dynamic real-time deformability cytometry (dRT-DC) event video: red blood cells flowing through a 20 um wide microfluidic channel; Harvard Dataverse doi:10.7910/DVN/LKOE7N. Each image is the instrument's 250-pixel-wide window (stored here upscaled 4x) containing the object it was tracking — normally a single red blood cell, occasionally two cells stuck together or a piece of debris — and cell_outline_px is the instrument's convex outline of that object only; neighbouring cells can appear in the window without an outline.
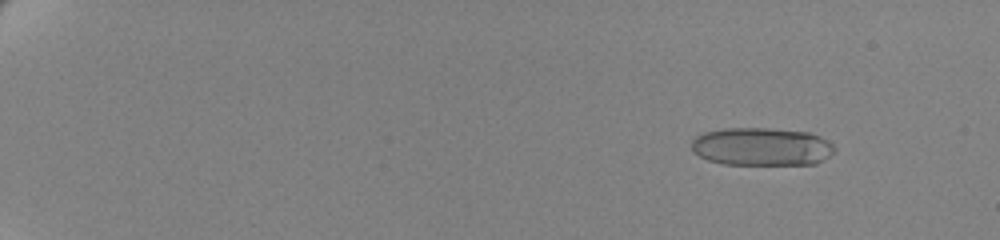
{"species": "human", "species_latin": "Homo sapiens", "temperature_condition": "cold", "stored_images_in_passage": 62, "camera_frame_rate_fps": 3000, "um_per_image_px": 0.085, "donor": {"sex": "female"}, "frame": {"image": 1, "passage_image": 8, "time_ms": 2.333, "image_size_px": [1000, 240], "cell_outline_px": [[836, 148], [828, 156], [816, 164], [724, 164], [708, 160], [692, 152], [692, 140], [696, 136], [704, 132], [724, 128], [768, 128], [808, 132], [820, 136], [828, 140]], "centroid_in_image_um": [64.73, 12.46], "position_along_channel_um": 20.3, "area_um2": 31.73}}
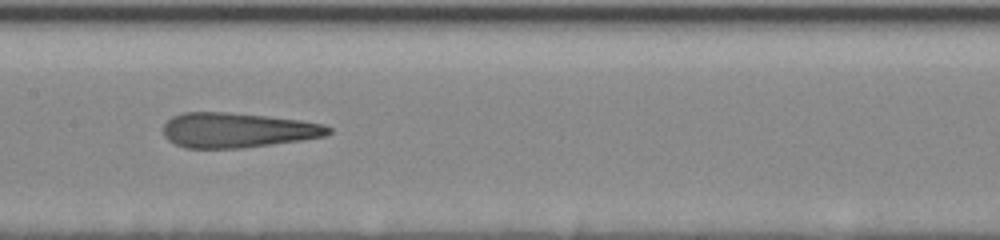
{"frame": {"image": 2, "passage_image": 36, "time_ms": 11.667, "image_size_px": [1000, 240], "cell_outline_px": [[332, 132], [324, 136], [300, 140], [244, 148], [184, 148], [168, 140], [164, 136], [164, 124], [172, 116], [184, 112], [228, 112], [268, 116], [300, 120], [324, 124], [332, 128]], "centroid_in_image_um": [20.18, 11.06], "position_along_channel_um": 187.2, "area_um2": 33.64}}
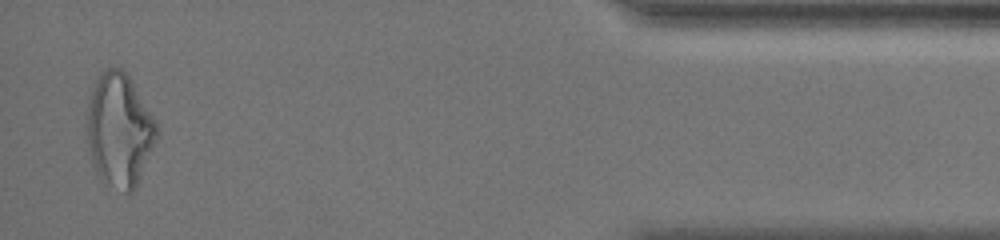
{"frame": {"image": 3, "passage_image": 61, "time_ms": 20.0, "image_size_px": [1000, 240], "cell_outline_px": [[156, 140], [136, 188], [132, 192], [124, 192], [104, 184], [96, 172], [92, 164], [88, 144], [88, 104], [92, 88], [96, 80], [104, 68], [120, 68], [128, 76], [156, 124]], "centroid_in_image_um": [10.12, 11.11], "position_along_channel_um": 425.1, "area_um2": 45.32}, "authors_computed_cell_mechanics": {"area_um2": 33.9286, "velocity_mm_per_s": 3.4679, "shape_relaxation_time_tau1_ms": 11.1662, "shape_relaxation_time_tau2_ms": 1.9157, "deformation_change_tau1": 0.307, "deformation_change_tau2": 0.1402}}